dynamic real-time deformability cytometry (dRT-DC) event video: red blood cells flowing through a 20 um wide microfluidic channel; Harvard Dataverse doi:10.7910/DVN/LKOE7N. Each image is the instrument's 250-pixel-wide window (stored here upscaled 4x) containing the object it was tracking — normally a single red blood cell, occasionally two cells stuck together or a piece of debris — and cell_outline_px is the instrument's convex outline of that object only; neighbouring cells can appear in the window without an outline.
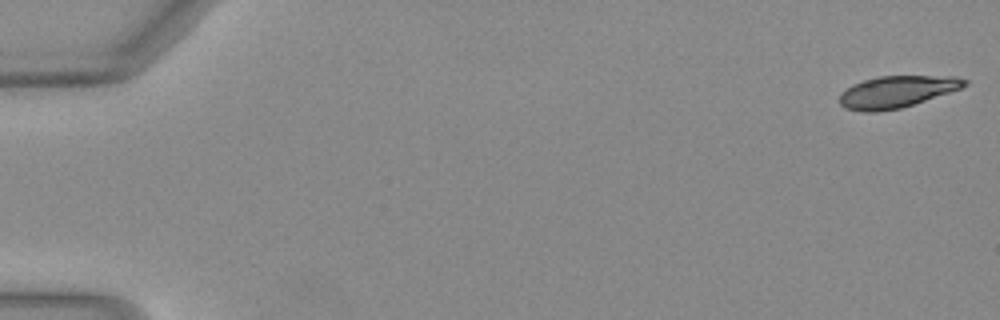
{"species": "Egyptian fruit bat (a non-hibernating species)", "species_latin": "Rousettus aegyptiacus", "temperature_condition": "warm", "stored_images_in_passage": 51, "camera_frame_rate_fps": 3000, "um_per_image_px": 0.085, "animal": {"sex": "female"}, "frame": {"image": 1, "passage_image": 1, "time_ms": 0.0, "image_size_px": [1000, 320], "cell_outline_px": [[968, 84], [960, 88], [900, 108], [876, 112], [860, 112], [844, 108], [840, 104], [840, 92], [852, 84], [864, 80], [880, 76], [956, 76], [968, 80]], "centroid_in_image_um": [76.17, 7.8], "position_along_channel_um": 8.8, "area_um2": 23.0}}
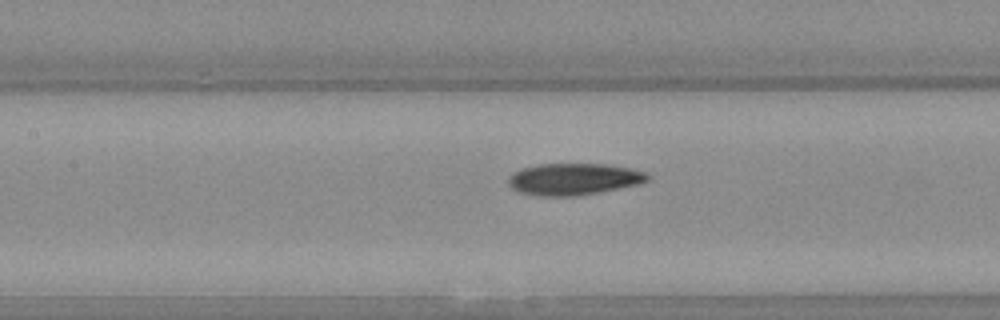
{"frame": {"image": 2, "passage_image": 24, "time_ms": 7.667, "image_size_px": [1000, 320], "cell_outline_px": [[652, 176], [648, 180], [636, 184], [596, 192], [572, 196], [540, 196], [520, 192], [512, 188], [508, 184], [508, 180], [520, 168], [540, 164], [608, 164], [632, 168], [644, 172]], "centroid_in_image_um": [48.77, 15.21], "position_along_channel_um": 158.6, "area_um2": 25.37}}
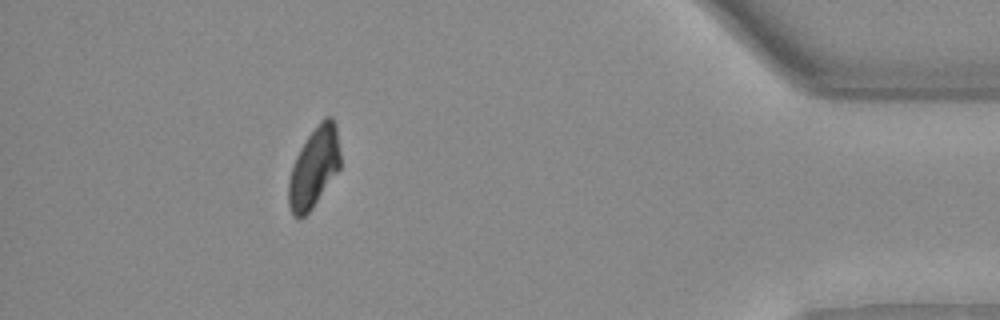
{"frame": {"image": 3, "passage_image": 46, "time_ms": 15.0, "image_size_px": [1000, 320], "cell_outline_px": [[340, 168], [312, 208], [304, 216], [292, 216], [288, 204], [288, 180], [296, 156], [300, 148], [308, 136], [320, 120], [324, 116], [332, 116], [336, 124], [340, 152]], "centroid_in_image_um": [26.69, 14.2], "position_along_channel_um": 408.5, "area_um2": 24.1}, "authors_computed_cell_mechanics": {"area_um2": 25.3164, "velocity_mm_per_s": 4.0822, "shape_relaxation_time_tau1_ms": 6.3606, "shape_relaxation_time_tau2_ms": 9.9952, "deformation_change_tau1": 0.1956, "deformation_change_tau2": 0.1709}}